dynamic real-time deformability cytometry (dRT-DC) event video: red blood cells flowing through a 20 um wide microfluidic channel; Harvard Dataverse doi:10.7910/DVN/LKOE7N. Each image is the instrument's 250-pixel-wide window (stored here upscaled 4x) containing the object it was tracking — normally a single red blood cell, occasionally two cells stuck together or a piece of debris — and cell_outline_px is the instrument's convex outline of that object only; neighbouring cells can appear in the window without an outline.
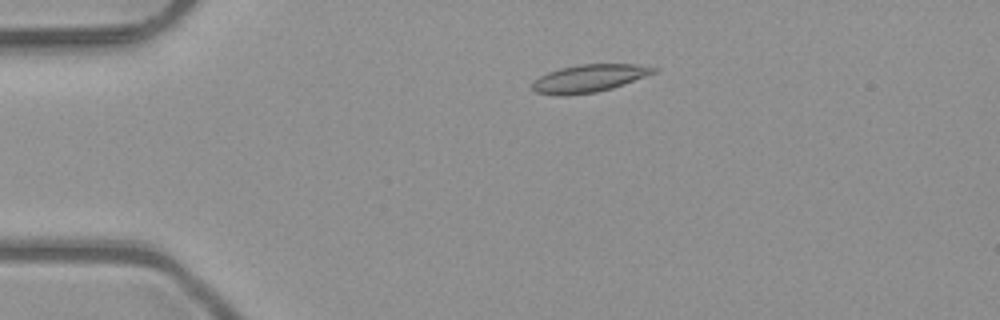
{"species": "common noctule bat (a hibernating species)", "species_latin": "Nyctalus noctula", "temperature_condition": "room temperature", "stored_images_in_passage": 5, "camera_frame_rate_fps": 3000, "um_per_image_px": 0.085, "animal": {"sex": "male", "body_mass_g": 23.1, "forearm_length_mm": 52.7}, "frame": {"image": 1, "passage_image": 5, "time_ms": 1.333, "image_size_px": [1000, 320], "cell_outline_px": [[660, 68], [656, 72], [624, 84], [612, 88], [596, 92], [568, 96], [556, 96], [536, 92], [532, 88], [532, 80], [548, 72], [560, 68], [580, 64], [636, 64]], "centroid_in_image_um": [50.05, 6.67], "position_along_channel_um": 35.0, "area_um2": 19.71}}